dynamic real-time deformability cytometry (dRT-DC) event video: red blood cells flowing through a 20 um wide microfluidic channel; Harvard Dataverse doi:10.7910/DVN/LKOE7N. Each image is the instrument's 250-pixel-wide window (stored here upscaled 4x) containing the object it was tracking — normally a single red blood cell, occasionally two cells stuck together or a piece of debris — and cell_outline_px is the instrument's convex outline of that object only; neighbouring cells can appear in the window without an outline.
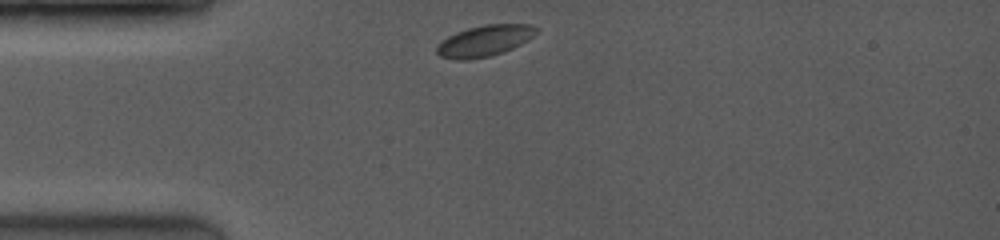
{"species": "common noctule bat (a hibernating species)", "species_latin": "Nyctalus noctula", "temperature_condition": "room temperature", "stored_images_in_passage": 39, "camera_frame_rate_fps": 3500, "um_per_image_px": 0.085, "animal": {"sex": "female", "body_mass_g": 19.0, "forearm_length_mm": 53.3}, "frame": {"image": 1, "passage_image": 1, "time_ms": 0.0, "image_size_px": [1000, 240], "cell_outline_px": [[536, 32], [528, 40], [504, 52], [488, 56], [464, 60], [456, 60], [440, 56], [436, 52], [436, 48], [448, 36], [456, 32], [468, 28], [484, 24], [532, 24], [536, 28]], "centroid_in_image_um": [41.18, 3.46], "position_along_channel_um": 43.8, "area_um2": 17.8}}
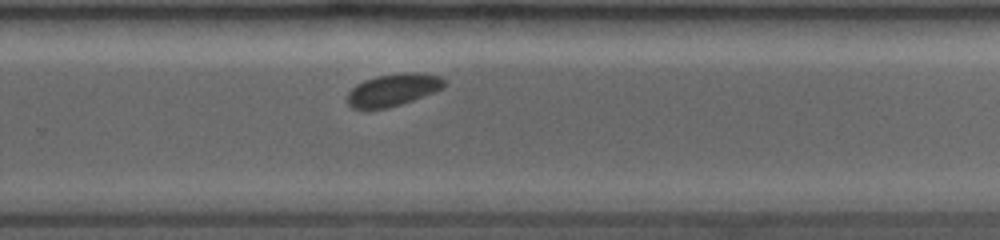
{"frame": {"image": 2, "passage_image": 26, "time_ms": 6.857, "image_size_px": [1000, 240], "cell_outline_px": [[448, 84], [444, 88], [412, 100], [388, 108], [352, 108], [344, 100], [344, 96], [356, 84], [364, 80], [376, 76], [404, 72], [416, 72], [440, 76], [448, 80]], "centroid_in_image_um": [33.41, 7.62], "position_along_channel_um": 296.4, "area_um2": 18.5}}
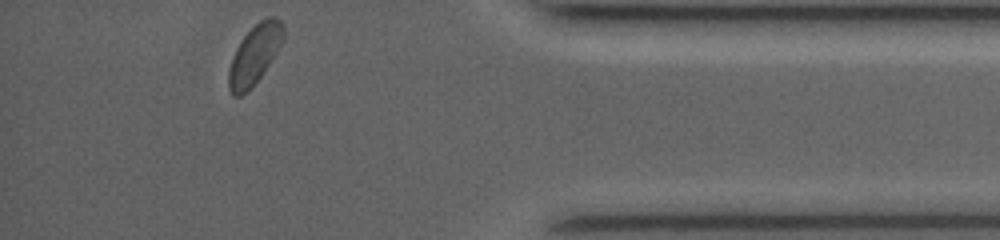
{"frame": {"image": 3, "passage_image": 38, "time_ms": 10.286, "image_size_px": [1000, 240], "cell_outline_px": [[284, 40], [260, 76], [240, 96], [232, 96], [228, 88], [228, 68], [232, 56], [240, 40], [260, 20], [268, 16], [276, 16], [284, 24]], "centroid_in_image_um": [21.63, 4.59], "position_along_channel_um": 413.6, "area_um2": 18.67}}